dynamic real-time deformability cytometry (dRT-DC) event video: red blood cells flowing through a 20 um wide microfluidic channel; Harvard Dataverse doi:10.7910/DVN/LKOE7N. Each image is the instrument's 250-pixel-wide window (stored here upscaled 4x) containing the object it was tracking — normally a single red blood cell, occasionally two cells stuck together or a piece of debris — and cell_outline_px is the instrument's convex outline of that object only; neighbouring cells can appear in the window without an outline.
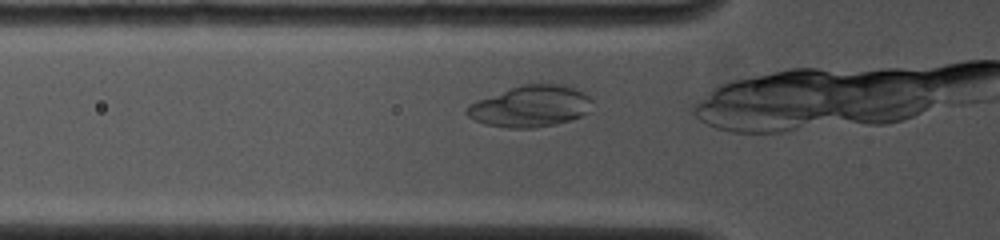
{"species": "common noctule bat (a hibernating species)", "species_latin": "Nyctalus noctula", "temperature_condition": "cold", "stored_images_in_passage": 11, "camera_frame_rate_fps": 4000, "um_per_image_px": 0.085, "animal": {"sex": "female", "body_mass_g": 19.0, "forearm_length_mm": 53.3}, "frame": {"image": 1, "passage_image": 2, "time_ms": 0.25, "image_size_px": [1000, 240], "cell_outline_px": [[592, 112], [556, 124], [536, 128], [508, 128], [484, 124], [468, 116], [464, 112], [464, 108], [468, 104], [476, 100], [520, 84], [564, 84], [584, 92], [592, 100]], "centroid_in_image_um": [45.09, 9.03], "position_along_channel_um": 80.7, "area_um2": 30.63}}
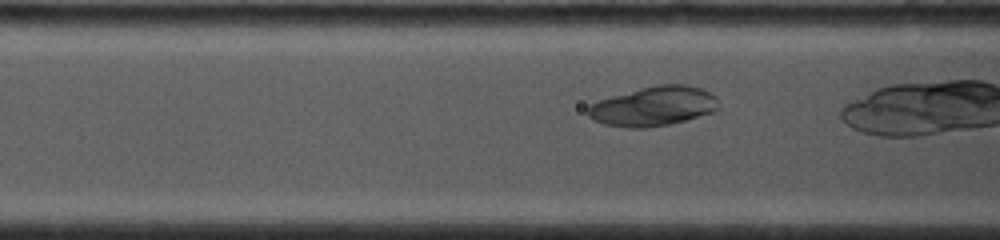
{"frame": {"image": 2, "passage_image": 4, "time_ms": 1.0, "image_size_px": [1000, 240], "cell_outline_px": [[720, 108], [712, 112], [684, 120], [668, 124], [648, 128], [628, 128], [604, 124], [588, 116], [588, 108], [592, 104], [600, 100], [612, 96], [640, 88], [656, 84], [684, 84], [700, 88], [716, 96]], "centroid_in_image_um": [55.57, 9.03], "position_along_channel_um": 111.0, "area_um2": 29.82}}
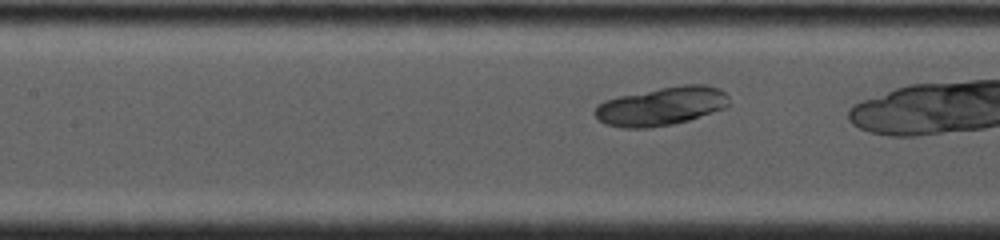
{"frame": {"image": 3, "passage_image": 8, "time_ms": 2.0, "image_size_px": [1000, 240], "cell_outline_px": [[728, 104], [724, 108], [688, 120], [672, 124], [648, 128], [624, 128], [604, 124], [592, 112], [596, 104], [604, 100], [620, 96], [660, 88], [684, 84], [708, 84], [720, 88], [728, 96]], "centroid_in_image_um": [56.19, 9.02], "position_along_channel_um": 151.2, "area_um2": 30.11}}